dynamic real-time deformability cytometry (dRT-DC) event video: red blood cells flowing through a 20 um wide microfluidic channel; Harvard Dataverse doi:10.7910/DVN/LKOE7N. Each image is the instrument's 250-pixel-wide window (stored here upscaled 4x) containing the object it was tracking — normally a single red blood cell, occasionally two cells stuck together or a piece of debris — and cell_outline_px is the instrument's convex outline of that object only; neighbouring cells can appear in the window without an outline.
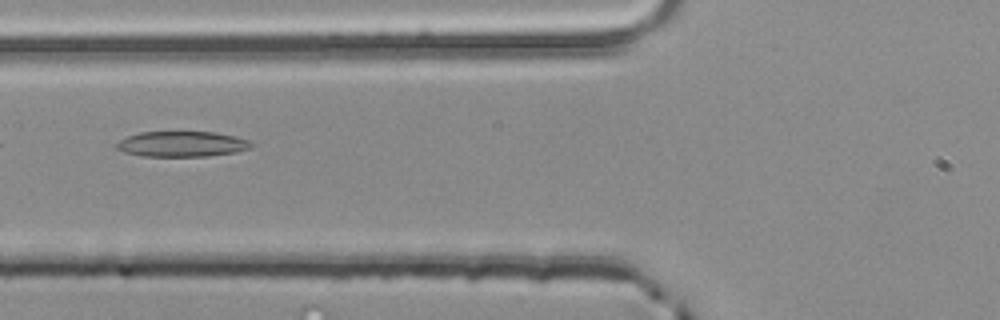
{"species": "common noctule bat (a hibernating species)", "species_latin": "Nyctalus noctula", "temperature_condition": "room temperature", "stored_images_in_passage": 5, "camera_frame_rate_fps": 3000, "um_per_image_px": 0.085, "animal": {"sex": "male", "body_mass_g": 20.4}, "frame": {"image": 1, "passage_image": 5, "time_ms": 1.333, "image_size_px": [1000, 320], "cell_outline_px": [[252, 148], [236, 152], [208, 156], [144, 156], [124, 152], [116, 148], [116, 144], [120, 140], [128, 136], [140, 132], [216, 132], [236, 136], [248, 140], [252, 144]], "centroid_in_image_um": [15.49, 12.24], "position_along_channel_um": 110.3, "area_um2": 19.94}}